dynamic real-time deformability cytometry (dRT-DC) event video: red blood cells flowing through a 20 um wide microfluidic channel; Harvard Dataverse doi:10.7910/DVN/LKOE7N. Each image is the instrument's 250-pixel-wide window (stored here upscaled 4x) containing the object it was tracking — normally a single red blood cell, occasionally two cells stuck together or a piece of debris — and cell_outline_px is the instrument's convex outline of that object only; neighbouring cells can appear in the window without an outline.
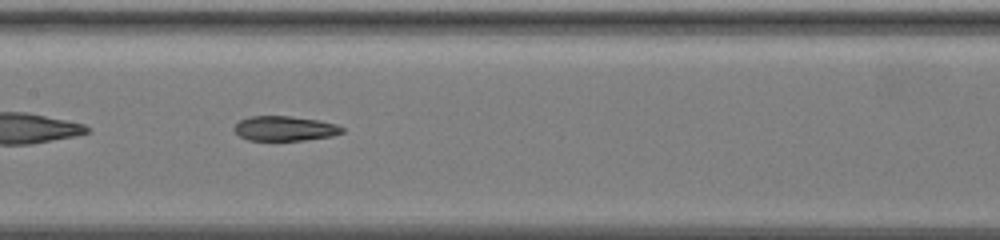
{"species": "common noctule bat (a hibernating species)", "species_latin": "Nyctalus noctula", "temperature_condition": "warm", "stored_images_in_passage": 17, "camera_frame_rate_fps": 3000, "um_per_image_px": 0.085, "animal": {"sex": "female", "body_mass_g": 19.5, "forearm_length_mm": 54.1}, "frame": {"image": 1, "passage_image": 16, "time_ms": 3.667, "image_size_px": [1000, 240], "cell_outline_px": [[344, 132], [332, 136], [304, 140], [248, 140], [240, 136], [232, 128], [240, 120], [248, 116], [292, 116], [320, 120], [336, 124], [344, 128]], "centroid_in_image_um": [24.21, 10.91], "position_along_channel_um": 183.2, "area_um2": 15.66}}